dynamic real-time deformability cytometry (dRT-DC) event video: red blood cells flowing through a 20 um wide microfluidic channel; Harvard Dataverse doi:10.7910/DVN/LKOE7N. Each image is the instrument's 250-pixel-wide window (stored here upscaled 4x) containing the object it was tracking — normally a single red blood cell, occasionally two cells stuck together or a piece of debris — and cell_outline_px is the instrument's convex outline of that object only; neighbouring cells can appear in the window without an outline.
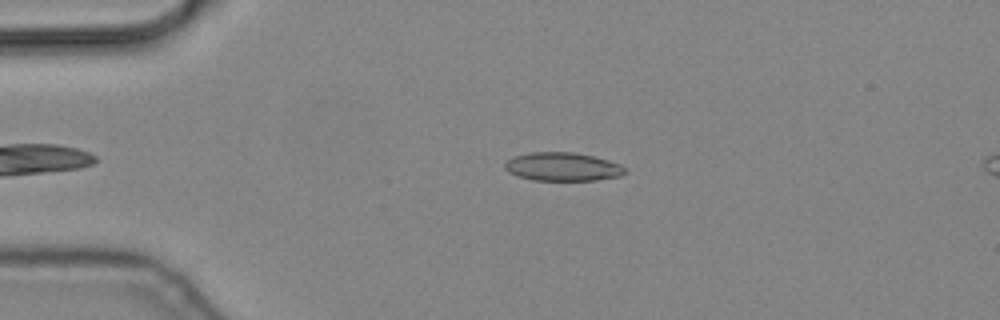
{"species": "common noctule bat (a hibernating species)", "species_latin": "Nyctalus noctula", "temperature_condition": "cold", "stored_images_in_passage": 3, "camera_frame_rate_fps": 3000, "um_per_image_px": 0.085, "animal": {"sex": "male", "body_mass_g": 19.2, "forearm_length_mm": 51.8}, "frame": {"image": 1, "passage_image": 1, "time_ms": 0.0, "image_size_px": [1000, 320], "cell_outline_px": [[628, 172], [620, 176], [596, 180], [532, 180], [516, 176], [508, 172], [504, 168], [504, 160], [512, 156], [532, 152], [572, 152], [592, 156], [608, 160], [620, 164]], "centroid_in_image_um": [47.77, 14.17], "position_along_channel_um": 37.2, "area_um2": 20.11}}